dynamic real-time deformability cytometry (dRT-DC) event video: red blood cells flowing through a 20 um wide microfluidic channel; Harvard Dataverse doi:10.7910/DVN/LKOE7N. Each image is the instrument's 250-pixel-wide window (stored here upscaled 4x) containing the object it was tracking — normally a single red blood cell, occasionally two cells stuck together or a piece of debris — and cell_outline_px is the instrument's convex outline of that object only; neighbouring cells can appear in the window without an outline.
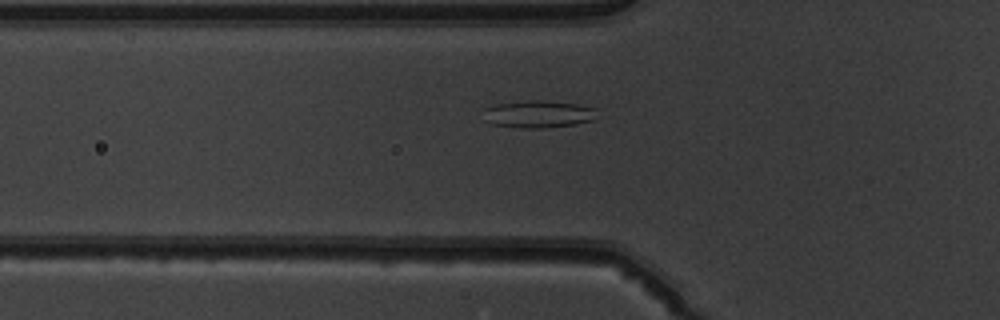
{"species": "common noctule bat (a hibernating species)", "species_latin": "Nyctalus noctula", "temperature_condition": "warm", "stored_images_in_passage": 36, "camera_frame_rate_fps": 3000, "um_per_image_px": 0.085, "animal": {"sex": "male", "body_mass_g": 19.5, "forearm_length_mm": 54.6}, "frame": {"image": 1, "passage_image": 6, "time_ms": 1.667, "image_size_px": [1000, 320], "cell_outline_px": [[596, 108], [592, 120], [576, 124], [544, 128], [520, 128], [492, 124], [484, 120], [484, 108], [496, 104], [528, 100], [540, 100], [576, 104]], "centroid_in_image_um": [45.7, 9.7], "position_along_channel_um": 80.1, "area_um2": 17.98}}
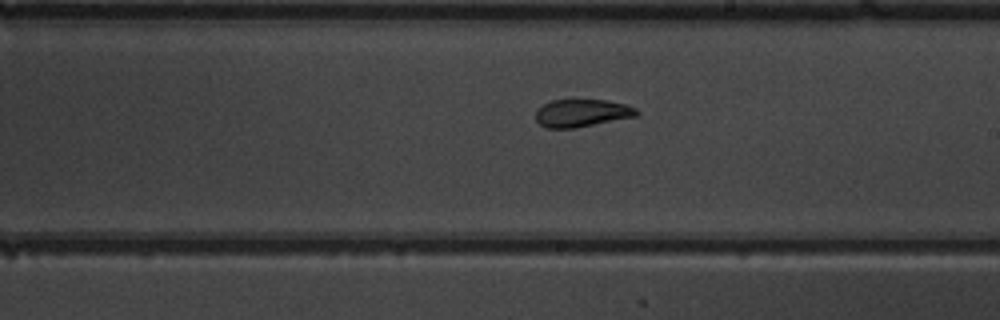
{"frame": {"image": 2, "passage_image": 18, "time_ms": 5.667, "image_size_px": [1000, 320], "cell_outline_px": [[640, 112], [636, 116], [576, 128], [548, 128], [540, 124], [536, 120], [536, 108], [552, 100], [608, 100], [624, 104], [636, 108]], "centroid_in_image_um": [49.45, 9.61], "position_along_channel_um": 239.6, "area_um2": 16.24}}
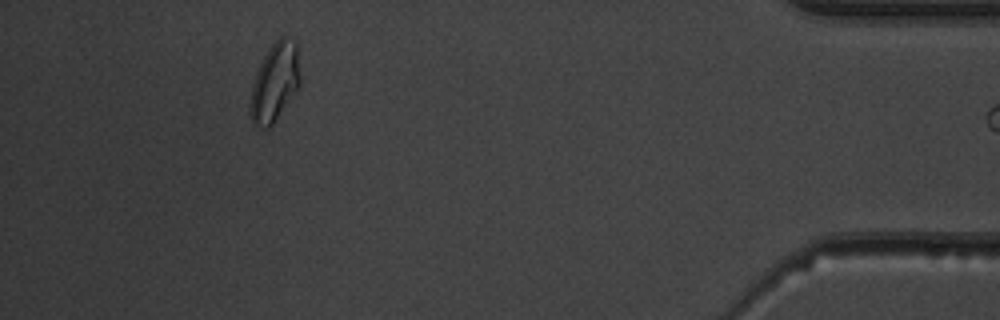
{"frame": {"image": 3, "passage_image": 35, "time_ms": 11.333, "image_size_px": [1000, 320], "cell_outline_px": [[300, 88], [272, 124], [268, 128], [264, 128], [252, 124], [248, 112], [248, 104], [252, 84], [256, 72], [268, 48], [280, 36], [284, 36], [296, 40], [300, 76]], "centroid_in_image_um": [23.34, 7.01], "position_along_channel_um": 411.9, "area_um2": 23.29}}